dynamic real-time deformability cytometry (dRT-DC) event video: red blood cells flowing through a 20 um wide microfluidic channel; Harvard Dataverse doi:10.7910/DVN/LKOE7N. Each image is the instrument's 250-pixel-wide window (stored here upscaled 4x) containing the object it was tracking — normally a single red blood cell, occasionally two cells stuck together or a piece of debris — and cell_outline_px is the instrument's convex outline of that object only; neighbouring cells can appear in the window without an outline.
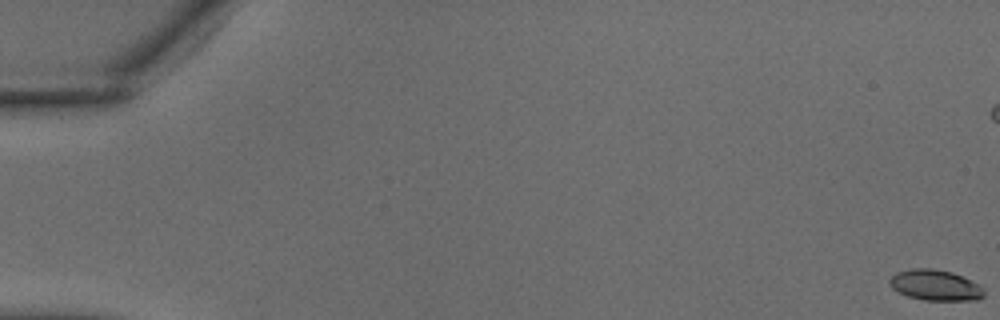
{"species": "common noctule bat (a hibernating species)", "species_latin": "Nyctalus noctula", "temperature_condition": "warm", "stored_images_in_passage": 11, "camera_frame_rate_fps": 3000, "um_per_image_px": 0.085, "animal": {"sex": "male", "body_mass_g": 18.8}, "frame": {"image": 1, "passage_image": 1, "time_ms": 0.0, "image_size_px": [1000, 320], "cell_outline_px": [[984, 296], [976, 300], [924, 300], [908, 296], [892, 288], [888, 280], [896, 272], [912, 268], [932, 268], [952, 272], [972, 280], [980, 284], [984, 288]], "centroid_in_image_um": [79.53, 24.23], "position_along_channel_um": 5.5, "area_um2": 16.99}}